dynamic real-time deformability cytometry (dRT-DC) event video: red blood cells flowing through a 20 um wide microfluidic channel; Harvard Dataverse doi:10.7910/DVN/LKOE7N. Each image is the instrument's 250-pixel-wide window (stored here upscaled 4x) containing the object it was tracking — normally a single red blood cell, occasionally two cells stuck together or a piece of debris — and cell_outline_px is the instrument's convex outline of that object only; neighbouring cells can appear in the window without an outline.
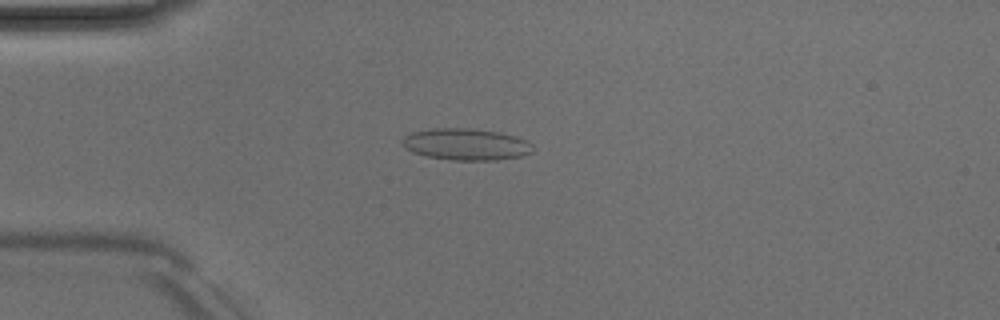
{"species": "Egyptian fruit bat (a non-hibernating species)", "species_latin": "Rousettus aegyptiacus", "temperature_condition": "room temperature", "stored_images_in_passage": 42, "camera_frame_rate_fps": 3000, "um_per_image_px": 0.085, "animal": {"sex": "male"}, "frame": {"image": 1, "passage_image": 5, "time_ms": 1.333, "image_size_px": [1000, 320], "cell_outline_px": [[532, 152], [520, 156], [496, 160], [452, 160], [428, 156], [412, 152], [404, 148], [400, 144], [400, 140], [404, 136], [412, 132], [436, 128], [472, 128], [500, 132], [528, 140], [532, 144]], "centroid_in_image_um": [39.58, 12.26], "position_along_channel_um": 45.4, "area_um2": 24.22}}
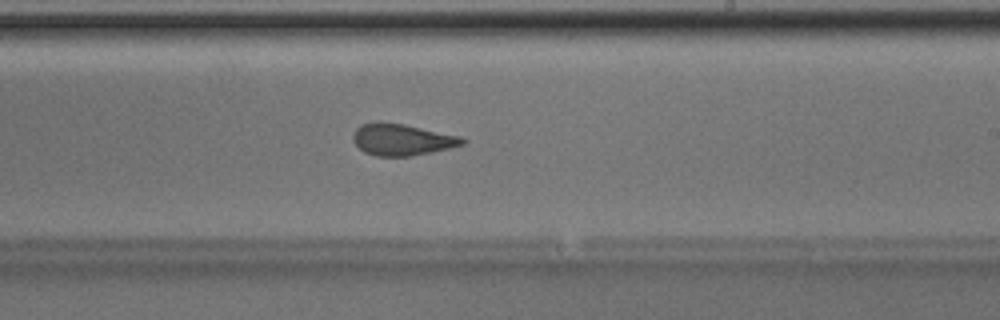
{"frame": {"image": 2, "passage_image": 22, "time_ms": 7.0, "image_size_px": [1000, 320], "cell_outline_px": [[464, 144], [448, 148], [408, 156], [376, 156], [364, 152], [352, 140], [352, 136], [356, 128], [360, 124], [376, 120], [380, 120], [404, 124], [460, 136], [464, 140]], "centroid_in_image_um": [34.08, 11.83], "position_along_channel_um": 254.9, "area_um2": 20.11}}
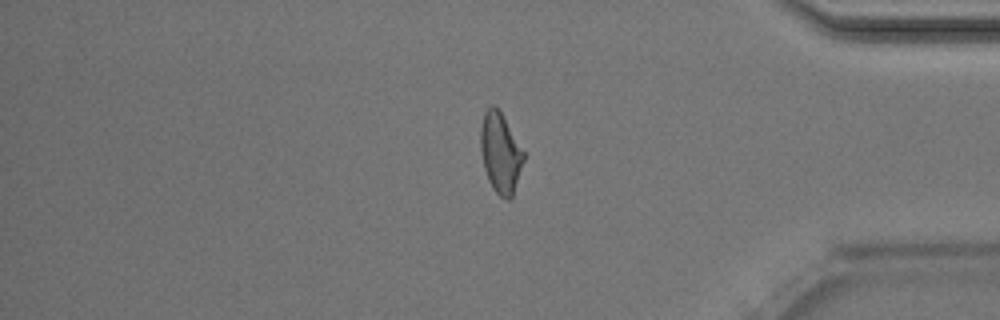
{"frame": {"image": 3, "passage_image": 34, "time_ms": 11.0, "image_size_px": [1000, 320], "cell_outline_px": [[524, 160], [512, 196], [508, 200], [500, 196], [492, 188], [488, 180], [484, 168], [480, 148], [480, 128], [484, 112], [492, 104], [500, 112], [524, 152]], "centroid_in_image_um": [42.51, 13.01], "position_along_channel_um": 392.7, "area_um2": 19.77}, "authors_computed_cell_mechanics": {"area_um2": 20.808, "velocity_mm_per_s": 4.0177, "shape_relaxation_time_tau1_ms": 4.9465, "shape_relaxation_time_tau2_ms": 1.2343, "deformation_change_tau1": 0.137, "deformation_change_tau2": 0.0807}}